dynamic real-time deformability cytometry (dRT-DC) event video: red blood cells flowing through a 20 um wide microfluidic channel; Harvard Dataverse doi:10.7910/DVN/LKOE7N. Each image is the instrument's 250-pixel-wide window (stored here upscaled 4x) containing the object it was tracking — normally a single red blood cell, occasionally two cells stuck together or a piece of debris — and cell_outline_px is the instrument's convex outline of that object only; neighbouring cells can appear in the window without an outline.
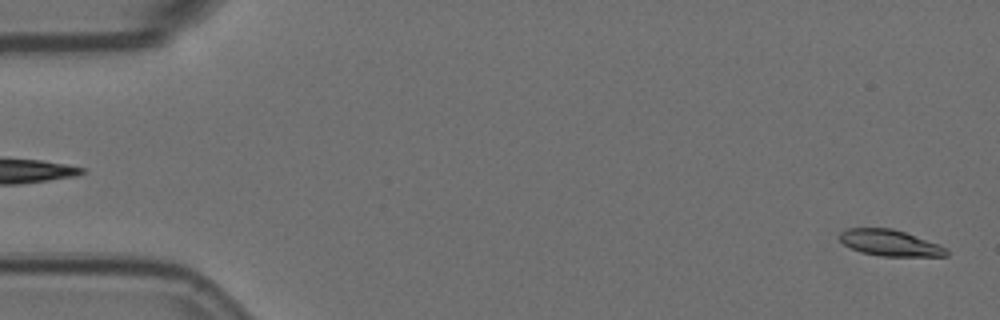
{"species": "Egyptian fruit bat (a non-hibernating species)", "species_latin": "Rousettus aegyptiacus", "temperature_condition": "room temperature", "stored_images_in_passage": 3, "segment_of_instrument_passage": [2, 2], "camera_frame_rate_fps": 3000, "um_per_image_px": 0.085, "animal": {"sex": "female"}, "frame": {"image": 1, "passage_image": 3, "time_ms": 0.667, "image_size_px": [1000, 320], "cell_outline_px": [[948, 256], [880, 256], [860, 252], [844, 244], [840, 240], [840, 232], [848, 228], [892, 228], [940, 244], [948, 248]], "centroid_in_image_um": [75.67, 20.65], "position_along_channel_um": 9.3, "area_um2": 16.3}}